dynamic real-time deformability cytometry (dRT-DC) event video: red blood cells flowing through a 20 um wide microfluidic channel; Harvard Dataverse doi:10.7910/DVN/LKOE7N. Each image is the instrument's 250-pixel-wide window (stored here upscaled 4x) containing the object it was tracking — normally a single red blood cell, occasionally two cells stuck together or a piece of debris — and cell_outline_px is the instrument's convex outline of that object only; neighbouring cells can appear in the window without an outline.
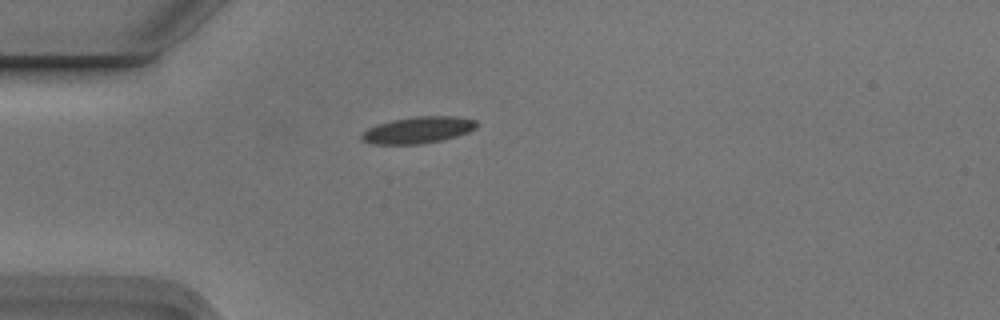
{"species": "Egyptian fruit bat (a non-hibernating species)", "species_latin": "Rousettus aegyptiacus", "temperature_condition": "cold", "stored_images_in_passage": 2, "camera_frame_rate_fps": 3000, "um_per_image_px": 0.085, "animal": {"sex": "male"}, "frame": {"image": 1, "passage_image": 1, "time_ms": 0.0, "image_size_px": [1000, 320], "cell_outline_px": [[476, 128], [468, 132], [456, 136], [440, 140], [420, 144], [376, 144], [364, 140], [360, 136], [368, 128], [376, 124], [392, 120], [416, 116], [452, 116], [476, 120]], "centroid_in_image_um": [35.53, 11.04], "position_along_channel_um": 49.5, "area_um2": 17.57}}